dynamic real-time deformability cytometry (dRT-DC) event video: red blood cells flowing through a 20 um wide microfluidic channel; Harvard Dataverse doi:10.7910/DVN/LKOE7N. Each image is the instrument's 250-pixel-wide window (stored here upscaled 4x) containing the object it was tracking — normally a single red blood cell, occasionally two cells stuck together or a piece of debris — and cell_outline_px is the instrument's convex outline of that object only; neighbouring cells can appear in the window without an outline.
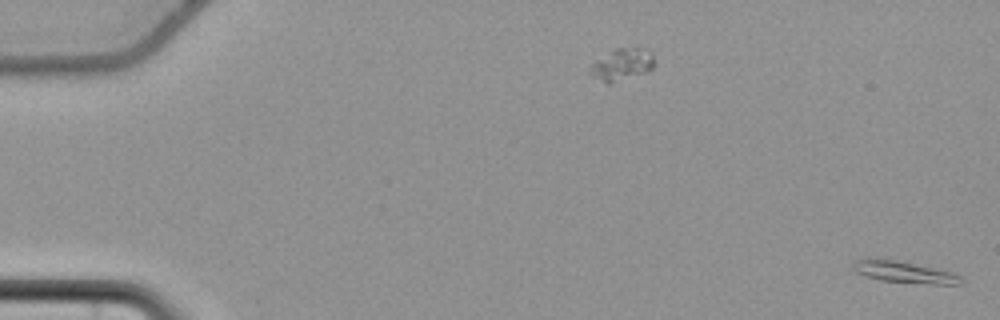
{"species": "common noctule bat (a hibernating species)", "species_latin": "Nyctalus noctula", "temperature_condition": "cold", "stored_images_in_passage": 43, "camera_frame_rate_fps": 3000, "um_per_image_px": 0.085, "animal": {"sex": "female", "body_mass_g": 22.7, "forearm_length_mm": 54.2}, "frame": {"image": 1, "passage_image": 1, "time_ms": 0.0, "image_size_px": [1000, 320], "cell_outline_px": [[964, 280], [960, 284], [936, 284], [880, 280], [864, 276], [856, 272], [852, 268], [852, 264], [856, 260], [864, 256], [896, 260], [952, 272], [960, 276]], "centroid_in_image_um": [76.77, 23.1], "position_along_channel_um": 8.2, "area_um2": 13.64}}
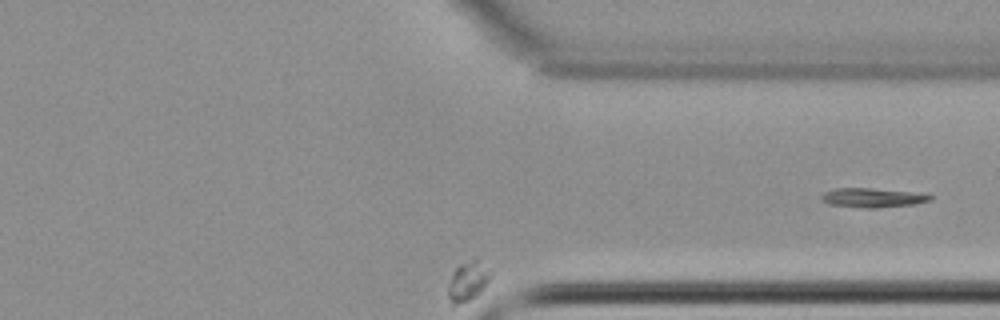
{"frame": {"image": 2, "passage_image": 43, "time_ms": 14.0, "image_size_px": [1000, 320], "cell_outline_px": [[936, 196], [932, 200], [916, 204], [876, 208], [860, 208], [828, 204], [820, 200], [820, 196], [824, 192], [832, 188], [872, 188], [928, 192]], "centroid_in_image_um": [74.27, 16.79], "position_along_channel_um": 337.1, "area_um2": 12.95}}